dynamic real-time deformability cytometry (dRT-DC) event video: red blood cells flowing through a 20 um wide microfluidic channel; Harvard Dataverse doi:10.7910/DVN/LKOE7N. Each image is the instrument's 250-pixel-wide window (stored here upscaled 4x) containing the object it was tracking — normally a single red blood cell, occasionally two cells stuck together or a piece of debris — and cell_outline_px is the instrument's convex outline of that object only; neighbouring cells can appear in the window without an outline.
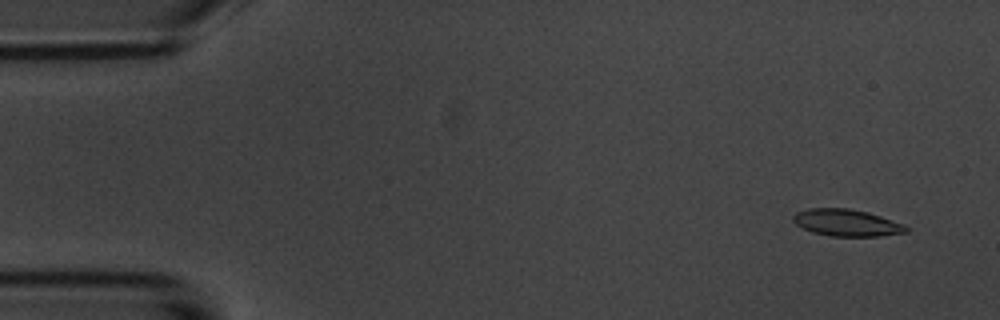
{"species": "common noctule bat (a hibernating species)", "species_latin": "Nyctalus noctula", "temperature_condition": "room temperature", "stored_images_in_passage": 6, "segment_of_instrument_passage": [2, 2], "camera_frame_rate_fps": 3000, "um_per_image_px": 0.085, "animal": {"sex": "male", "body_mass_g": 20.1, "forearm_length_mm": 53.5}, "frame": {"image": 1, "passage_image": 6, "time_ms": 5.667, "image_size_px": [1000, 320], "cell_outline_px": [[908, 232], [880, 236], [832, 236], [812, 232], [796, 224], [792, 220], [792, 216], [796, 212], [808, 208], [848, 208], [868, 212], [904, 224], [908, 228]], "centroid_in_image_um": [71.96, 18.93], "position_along_channel_um": 13.0, "area_um2": 17.69}}